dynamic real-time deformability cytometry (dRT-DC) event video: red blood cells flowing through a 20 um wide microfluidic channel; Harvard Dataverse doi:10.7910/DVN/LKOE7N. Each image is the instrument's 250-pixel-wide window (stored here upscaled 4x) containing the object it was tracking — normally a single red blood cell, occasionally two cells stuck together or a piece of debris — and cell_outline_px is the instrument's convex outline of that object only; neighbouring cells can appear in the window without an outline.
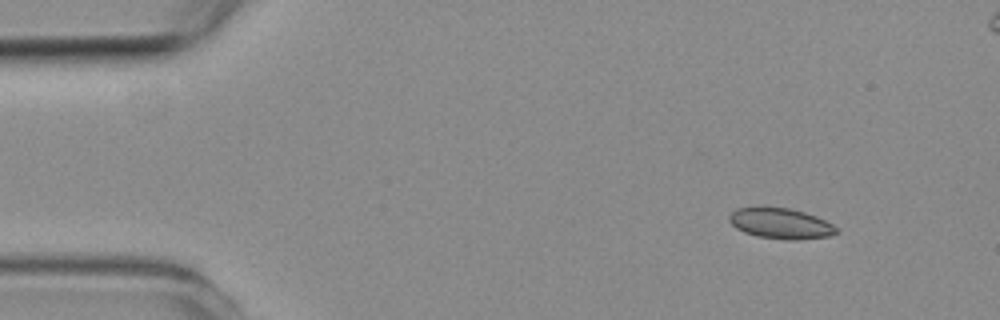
{"species": "common noctule bat (a hibernating species)", "species_latin": "Nyctalus noctula", "temperature_condition": "room temperature", "stored_images_in_passage": 5, "camera_frame_rate_fps": 3000, "um_per_image_px": 0.085, "animal": {"sex": "female", "body_mass_g": 19.3, "forearm_length_mm": 54.1}, "frame": {"image": 1, "passage_image": 1, "time_ms": 0.0, "image_size_px": [1000, 320], "cell_outline_px": [[840, 232], [832, 236], [796, 240], [788, 240], [756, 236], [744, 232], [736, 228], [728, 220], [728, 216], [736, 208], [756, 204], [764, 204], [788, 208], [804, 212], [816, 216], [840, 228]], "centroid_in_image_um": [66.33, 18.95], "position_along_channel_um": 18.7, "area_um2": 20.0}}
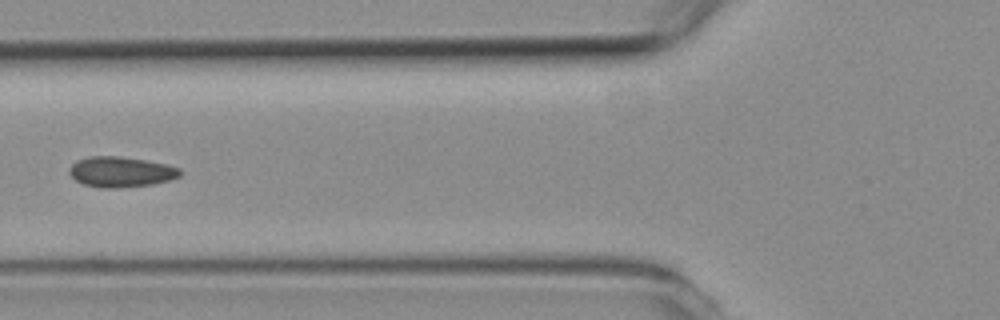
{"frame": {"image": 2, "passage_image": 5, "time_ms": 4.667, "image_size_px": [1000, 320], "cell_outline_px": [[180, 176], [168, 180], [152, 184], [116, 188], [104, 188], [84, 184], [76, 180], [68, 172], [68, 168], [76, 160], [88, 156], [120, 156], [168, 164], [180, 168]], "centroid_in_image_um": [10.25, 14.6], "position_along_channel_um": 115.5, "area_um2": 19.59}}